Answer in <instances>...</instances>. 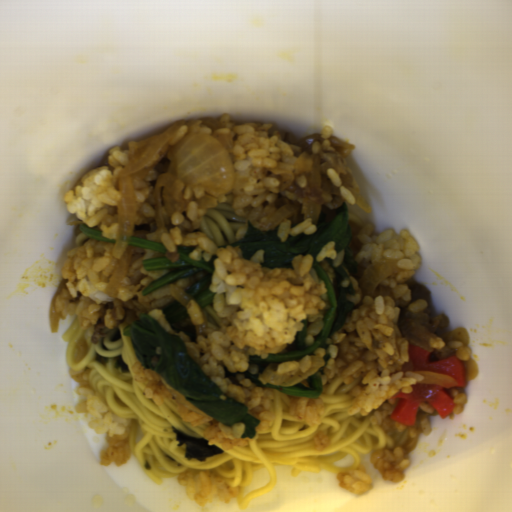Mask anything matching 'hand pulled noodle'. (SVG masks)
Instances as JSON below:
<instances>
[{
    "instance_id": "hand-pulled-noodle-2",
    "label": "hand pulled noodle",
    "mask_w": 512,
    "mask_h": 512,
    "mask_svg": "<svg viewBox=\"0 0 512 512\" xmlns=\"http://www.w3.org/2000/svg\"><path fill=\"white\" fill-rule=\"evenodd\" d=\"M248 217L235 214L229 202H220L202 216L200 230L209 236L217 248H226L236 243L240 227L248 224Z\"/></svg>"
},
{
    "instance_id": "hand-pulled-noodle-4",
    "label": "hand pulled noodle",
    "mask_w": 512,
    "mask_h": 512,
    "mask_svg": "<svg viewBox=\"0 0 512 512\" xmlns=\"http://www.w3.org/2000/svg\"><path fill=\"white\" fill-rule=\"evenodd\" d=\"M79 225L80 224H78L76 227V236L74 237V240H73L76 248L79 247L80 245H82L84 242H86L89 238L87 235H85L83 233L82 230H80Z\"/></svg>"
},
{
    "instance_id": "hand-pulled-noodle-1",
    "label": "hand pulled noodle",
    "mask_w": 512,
    "mask_h": 512,
    "mask_svg": "<svg viewBox=\"0 0 512 512\" xmlns=\"http://www.w3.org/2000/svg\"><path fill=\"white\" fill-rule=\"evenodd\" d=\"M128 313L114 328H104L101 337L93 343L95 325L82 328L76 319L62 336L66 343V361L71 369L80 371L88 368L89 382L104 399L111 411L119 418L129 420V453L134 457L143 472L156 484L164 479L179 478L184 470L210 472L226 477L229 484L238 490L236 501L239 510L258 496L271 492L278 475L276 466L291 467V476L302 472L327 471L337 476L358 469L364 455H372L377 449H395L402 447L404 457L411 454L418 445L420 435L411 437L408 431H391L372 421L373 412L361 415H348V409L355 396L352 391L361 377L345 384L344 377L333 376L322 385L321 398L324 403V416L319 423L307 425L302 418L289 413L290 398L274 388L273 400L269 412L274 418L267 430L257 433L249 439L247 445L227 450L214 444L222 451L220 454L203 461L186 460V446H179L173 427L181 432L205 438L206 424L194 426L183 421L181 414L169 396L161 405L149 399L143 385L133 376L132 368L140 359L131 342L130 336L123 333L124 328L138 320ZM122 332V338L110 342L115 330ZM87 342V353L76 363L74 350L78 342ZM103 341L108 351L101 350ZM96 352L104 357L122 355L131 371L122 373L112 363H96ZM326 430L330 439L323 451L314 450V435Z\"/></svg>"
},
{
    "instance_id": "hand-pulled-noodle-3",
    "label": "hand pulled noodle",
    "mask_w": 512,
    "mask_h": 512,
    "mask_svg": "<svg viewBox=\"0 0 512 512\" xmlns=\"http://www.w3.org/2000/svg\"><path fill=\"white\" fill-rule=\"evenodd\" d=\"M206 328L220 330L223 327V319L213 308V302L200 308Z\"/></svg>"
},
{
    "instance_id": "hand-pulled-noodle-5",
    "label": "hand pulled noodle",
    "mask_w": 512,
    "mask_h": 512,
    "mask_svg": "<svg viewBox=\"0 0 512 512\" xmlns=\"http://www.w3.org/2000/svg\"><path fill=\"white\" fill-rule=\"evenodd\" d=\"M348 219H350L355 225L359 226L360 229L365 227L362 221L353 213H347Z\"/></svg>"
}]
</instances>
